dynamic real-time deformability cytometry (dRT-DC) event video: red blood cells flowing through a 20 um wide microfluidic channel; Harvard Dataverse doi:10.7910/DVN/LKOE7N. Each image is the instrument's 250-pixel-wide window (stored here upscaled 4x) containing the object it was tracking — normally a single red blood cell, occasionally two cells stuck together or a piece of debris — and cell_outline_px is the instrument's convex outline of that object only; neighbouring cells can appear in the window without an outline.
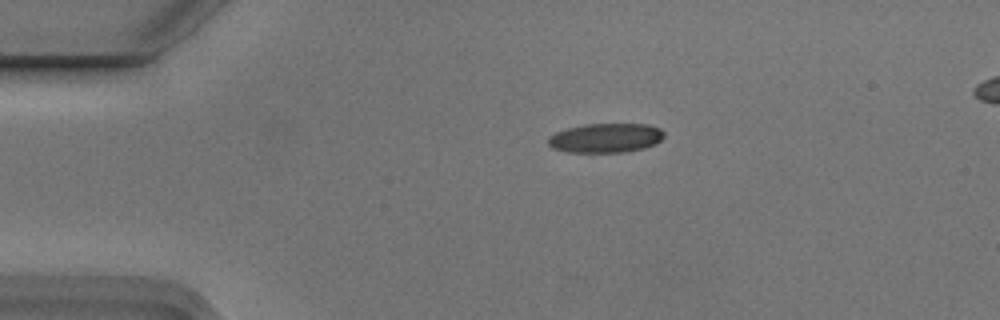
{"species": "Egyptian fruit bat (a non-hibernating species)", "species_latin": "Rousettus aegyptiacus", "temperature_condition": "cold", "stored_images_in_passage": 3, "camera_frame_rate_fps": 3000, "um_per_image_px": 0.085, "animal": {"sex": "male"}, "frame": {"image": 1, "passage_image": 1, "time_ms": 0.0, "image_size_px": [1000, 320], "cell_outline_px": [[664, 136], [656, 144], [644, 148], [624, 152], [568, 152], [552, 148], [548, 144], [548, 136], [556, 132], [568, 128], [584, 124], [648, 124], [660, 128], [664, 132]], "centroid_in_image_um": [51.49, 11.72], "position_along_channel_um": 33.5, "area_um2": 19.88}}